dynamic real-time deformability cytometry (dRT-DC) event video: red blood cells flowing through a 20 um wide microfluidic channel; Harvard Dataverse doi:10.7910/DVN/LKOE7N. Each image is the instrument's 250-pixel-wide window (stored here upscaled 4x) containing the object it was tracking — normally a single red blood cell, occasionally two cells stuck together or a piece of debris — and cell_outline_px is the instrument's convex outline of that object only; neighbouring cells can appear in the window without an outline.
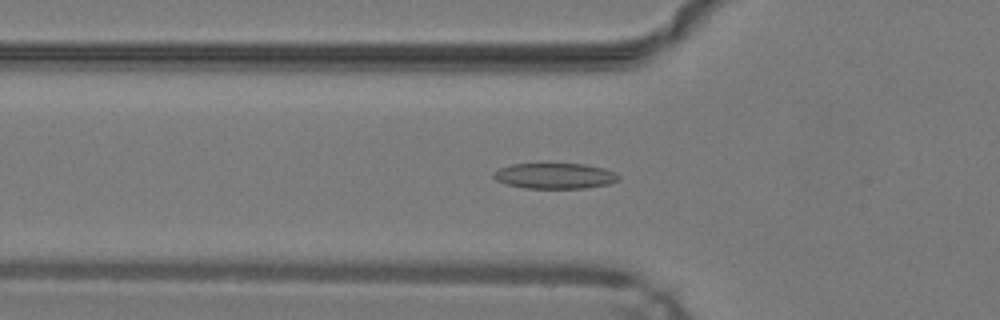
{"species": "common noctule bat (a hibernating species)", "species_latin": "Nyctalus noctula", "temperature_condition": "warm", "stored_images_in_passage": 40, "camera_frame_rate_fps": 3000, "um_per_image_px": 0.085, "animal": {"sex": "male", "body_mass_g": 19.2, "forearm_length_mm": 51.8}, "frame": {"image": 1, "passage_image": 8, "time_ms": 2.333, "image_size_px": [1000, 320], "cell_outline_px": [[620, 180], [608, 184], [584, 188], [524, 188], [508, 184], [496, 180], [492, 176], [492, 172], [500, 168], [512, 164], [584, 164], [604, 168], [616, 172], [620, 176]], "centroid_in_image_um": [47.18, 14.95], "position_along_channel_um": 78.6, "area_um2": 18.67}}
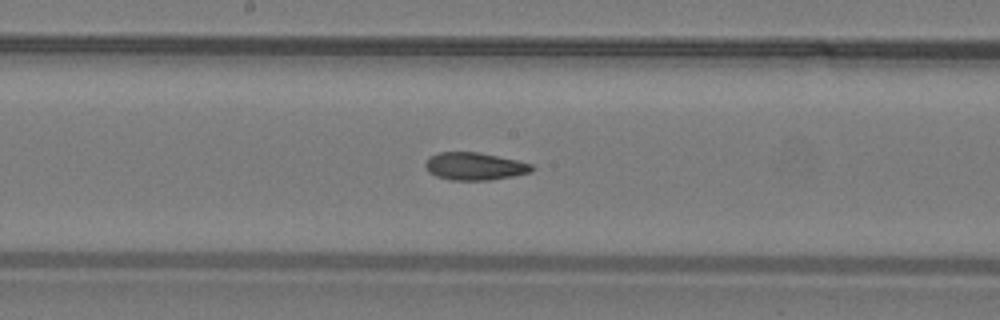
{"frame": {"image": 2, "passage_image": 17, "time_ms": 5.333, "image_size_px": [1000, 320], "cell_outline_px": [[536, 168], [532, 172], [512, 176], [488, 180], [452, 180], [436, 176], [428, 172], [424, 164], [432, 156], [440, 152], [480, 152], [516, 160], [532, 164]], "centroid_in_image_um": [40.37, 14.14], "position_along_channel_um": 207.8, "area_um2": 17.05}}
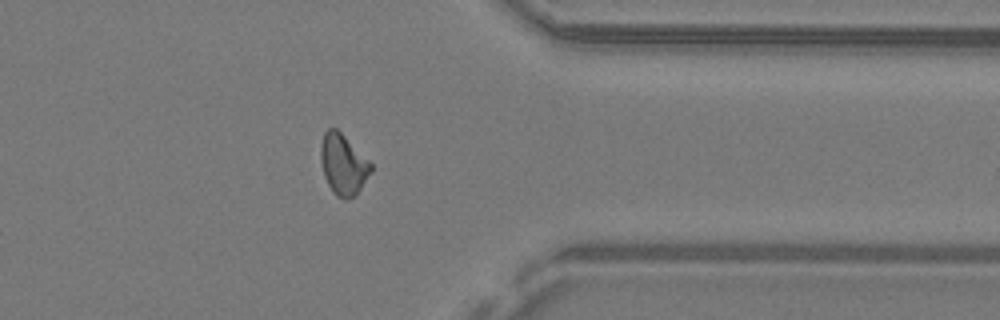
{"frame": {"image": 3, "passage_image": 30, "time_ms": 9.667, "image_size_px": [1000, 320], "cell_outline_px": [[372, 172], [356, 196], [344, 200], [336, 196], [332, 192], [324, 176], [320, 160], [320, 144], [324, 132], [328, 128], [336, 128], [372, 164]], "centroid_in_image_um": [29.16, 14.01], "position_along_channel_um": 382.2, "area_um2": 17.86}, "authors_computed_cell_mechanics": {"area_um2": 17.5423, "velocity_mm_per_s": 4.2643, "shape_relaxation_time_tau1_ms": 9.0527, "shape_relaxation_time_tau2_ms": 2.6291, "deformation_change_tau1": 0.2255, "deformation_change_tau2": 0.0975}}